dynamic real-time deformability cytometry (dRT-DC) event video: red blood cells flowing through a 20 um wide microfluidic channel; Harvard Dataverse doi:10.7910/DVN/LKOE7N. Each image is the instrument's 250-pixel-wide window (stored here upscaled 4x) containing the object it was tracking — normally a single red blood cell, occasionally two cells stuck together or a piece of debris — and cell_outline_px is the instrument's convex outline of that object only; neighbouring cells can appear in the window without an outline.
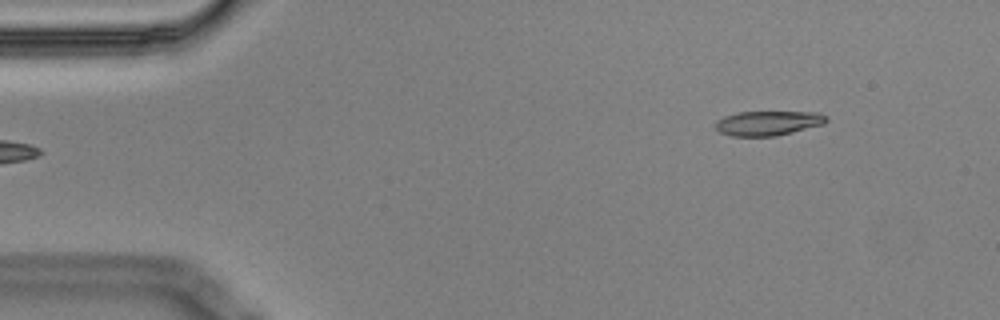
{"species": "Egyptian fruit bat (a non-hibernating species)", "species_latin": "Rousettus aegyptiacus", "temperature_condition": "cold", "stored_images_in_passage": 2, "camera_frame_rate_fps": 3000, "um_per_image_px": 0.085, "animal": {"sex": "male"}, "frame": {"image": 1, "passage_image": 2, "time_ms": 0.333, "image_size_px": [1000, 320], "cell_outline_px": [[828, 120], [824, 124], [776, 136], [732, 136], [720, 132], [716, 128], [716, 120], [724, 116], [736, 112], [820, 112], [828, 116]], "centroid_in_image_um": [65.3, 10.46], "position_along_channel_um": 19.7, "area_um2": 15.95}}